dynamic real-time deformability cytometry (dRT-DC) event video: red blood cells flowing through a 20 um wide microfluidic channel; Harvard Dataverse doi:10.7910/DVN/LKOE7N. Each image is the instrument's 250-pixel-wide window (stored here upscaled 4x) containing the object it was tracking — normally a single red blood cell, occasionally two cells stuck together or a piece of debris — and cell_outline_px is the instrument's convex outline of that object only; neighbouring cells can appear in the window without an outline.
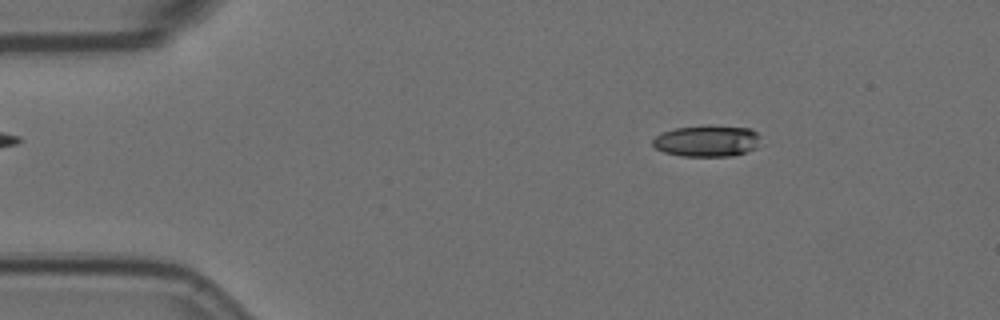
{"species": "Egyptian fruit bat (a non-hibernating species)", "species_latin": "Rousettus aegyptiacus", "temperature_condition": "room temperature", "stored_images_in_passage": 4, "camera_frame_rate_fps": 3000, "um_per_image_px": 0.085, "animal": {"sex": "female"}, "frame": {"image": 1, "passage_image": 2, "time_ms": 0.333, "image_size_px": [1000, 320], "cell_outline_px": [[768, 144], [736, 156], [680, 156], [664, 152], [656, 148], [652, 144], [652, 140], [656, 136], [664, 132], [676, 128], [752, 128]], "centroid_in_image_um": [60.22, 12.04], "position_along_channel_um": 24.8, "area_um2": 19.48}}